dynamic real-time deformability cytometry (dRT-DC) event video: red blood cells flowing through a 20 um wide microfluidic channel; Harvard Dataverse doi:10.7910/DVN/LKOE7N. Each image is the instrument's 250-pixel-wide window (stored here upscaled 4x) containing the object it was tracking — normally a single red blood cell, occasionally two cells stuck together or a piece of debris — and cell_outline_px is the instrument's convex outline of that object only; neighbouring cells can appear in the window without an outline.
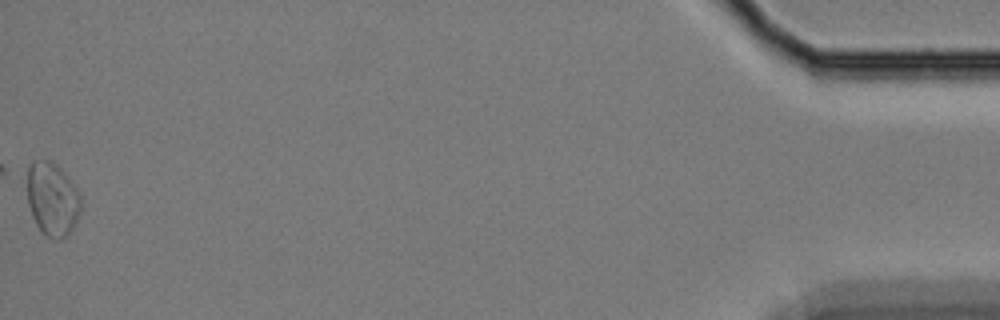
{"species": "Egyptian fruit bat (a non-hibernating species)", "species_latin": "Rousettus aegyptiacus", "temperature_condition": "cold", "stored_images_in_passage": 57, "camera_frame_rate_fps": 3000, "um_per_image_px": 0.085, "animal": {"sex": "female"}, "frame": {"image": 1, "passage_image": 57, "time_ms": 18.667, "image_size_px": [1000, 320], "cell_outline_px": [[80, 212], [72, 228], [60, 240], [48, 236], [36, 224], [32, 216], [28, 204], [28, 164], [32, 160], [48, 160], [56, 164], [60, 168], [76, 188], [80, 196]], "centroid_in_image_um": [4.43, 16.89], "position_along_channel_um": 430.8, "area_um2": 22.54}, "authors_computed_cell_mechanics": {"area_um2": 18.3804, "velocity_mm_per_s": 3.2731, "shape_relaxation_time_tau1_ms": null, "shape_relaxation_time_tau2_ms": 3.8388, "deformation_change_tau1": null, "deformation_change_tau2": 0.111}}